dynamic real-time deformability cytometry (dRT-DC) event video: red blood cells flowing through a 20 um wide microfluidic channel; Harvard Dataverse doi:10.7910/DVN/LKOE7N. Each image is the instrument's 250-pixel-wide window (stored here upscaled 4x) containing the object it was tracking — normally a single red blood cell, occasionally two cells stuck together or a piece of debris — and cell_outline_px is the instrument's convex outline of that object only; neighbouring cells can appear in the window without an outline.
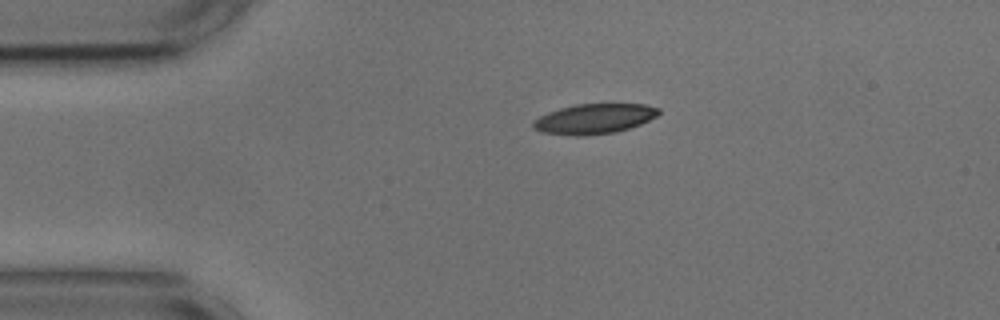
{"species": "common noctule bat (a hibernating species)", "species_latin": "Nyctalus noctula", "temperature_condition": "cold", "stored_images_in_passage": 44, "camera_frame_rate_fps": 3000, "um_per_image_px": 0.085, "animal": {"sex": "male", "body_mass_g": 17.9, "forearm_length_mm": 54.2}, "frame": {"image": 1, "passage_image": 1, "time_ms": 0.0, "image_size_px": [1000, 320], "cell_outline_px": [[660, 112], [656, 116], [640, 124], [616, 132], [584, 136], [576, 136], [540, 132], [532, 128], [532, 124], [540, 116], [548, 112], [560, 108], [576, 104], [644, 104], [660, 108]], "centroid_in_image_um": [50.49, 10.1], "position_along_channel_um": 34.5, "area_um2": 21.91}}
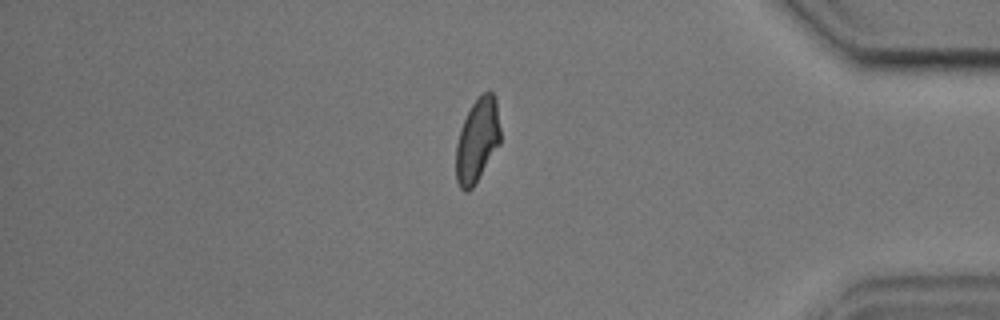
{"frame": {"image": 2, "passage_image": 36, "time_ms": 11.667, "image_size_px": [1000, 320], "cell_outline_px": [[500, 144], [472, 188], [468, 192], [464, 192], [460, 188], [456, 180], [456, 144], [460, 128], [472, 104], [484, 92], [492, 92], [496, 96], [500, 128]], "centroid_in_image_um": [40.57, 11.94], "position_along_channel_um": 394.6, "area_um2": 21.68}}
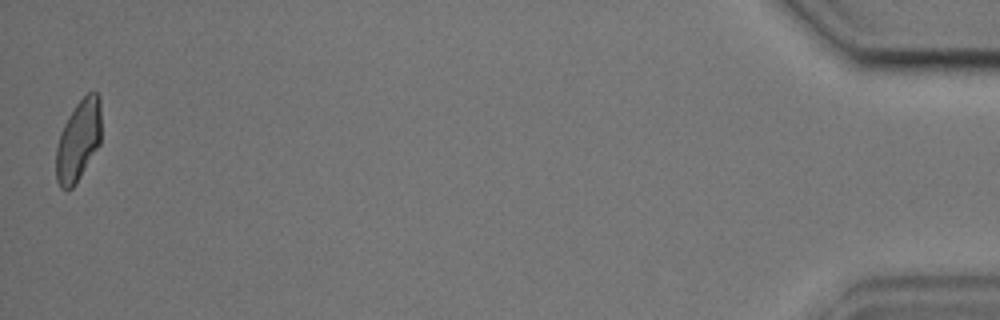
{"frame": {"image": 3, "passage_image": 44, "time_ms": 14.333, "image_size_px": [1000, 320], "cell_outline_px": [[100, 144], [76, 184], [72, 188], [60, 188], [56, 180], [56, 148], [60, 132], [68, 116], [76, 104], [88, 92], [96, 92], [100, 96]], "centroid_in_image_um": [6.65, 11.94], "position_along_channel_um": 428.5, "area_um2": 21.33}, "authors_computed_cell_mechanics": {"area_um2": 22.4842, "velocity_mm_per_s": 3.6464, "shape_relaxation_time_tau1_ms": 3.3414, "shape_relaxation_time_tau2_ms": 3.204, "deformation_change_tau1": 0.1306, "deformation_change_tau2": 0.0916}}